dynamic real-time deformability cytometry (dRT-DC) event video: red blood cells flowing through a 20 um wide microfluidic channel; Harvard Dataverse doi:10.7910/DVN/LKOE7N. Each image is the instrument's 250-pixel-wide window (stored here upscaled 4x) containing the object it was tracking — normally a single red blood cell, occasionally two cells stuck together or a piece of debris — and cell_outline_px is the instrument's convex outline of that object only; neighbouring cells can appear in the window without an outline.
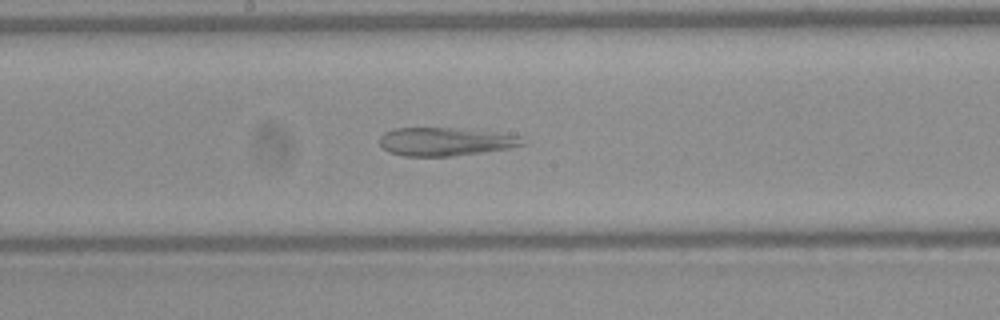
{"species": "Egyptian fruit bat (a non-hibernating species)", "species_latin": "Rousettus aegyptiacus", "temperature_condition": "warm", "stored_images_in_passage": 34, "camera_frame_rate_fps": 3000, "um_per_image_px": 0.085, "frame": {"image": 1, "passage_image": 11, "time_ms": 3.333, "image_size_px": [1000, 320], "cell_outline_px": [[528, 144], [508, 148], [452, 156], [404, 156], [388, 152], [380, 144], [380, 136], [384, 132], [396, 128], [456, 128], [500, 132], [524, 136]], "centroid_in_image_um": [37.92, 12.03], "position_along_channel_um": 210.3, "area_um2": 23.81}}
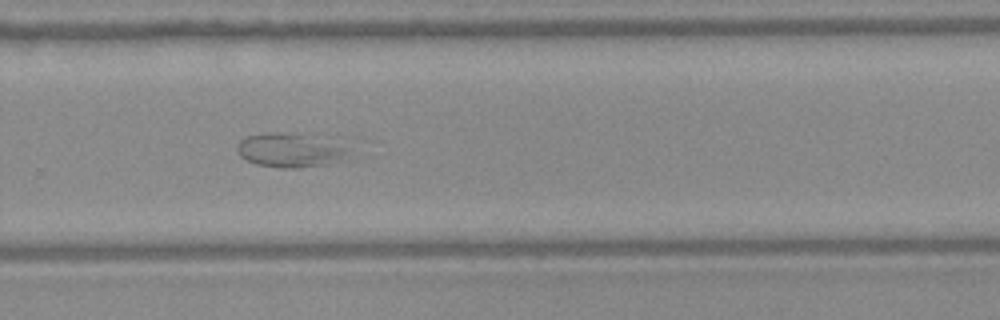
{"frame": {"image": 2, "passage_image": 18, "time_ms": 5.667, "image_size_px": [1000, 320], "cell_outline_px": [[356, 140], [352, 160], [328, 164], [300, 168], [280, 168], [256, 164], [240, 156], [236, 148], [240, 140], [248, 136], [264, 132], [312, 132], [352, 136]], "centroid_in_image_um": [25.19, 12.67], "position_along_channel_um": 304.6, "area_um2": 25.84}}
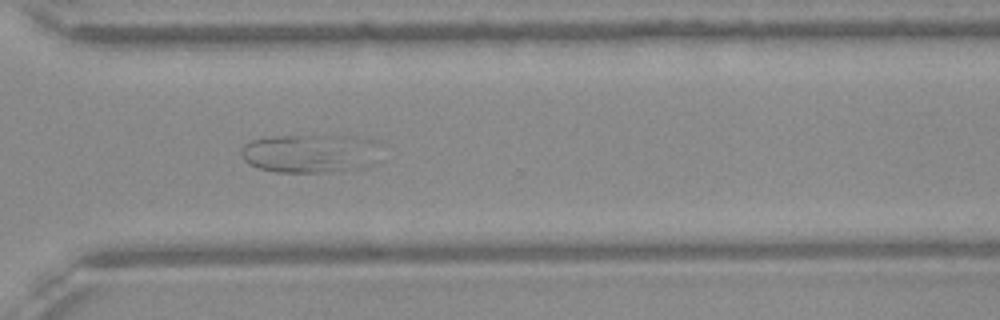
{"frame": {"image": 3, "passage_image": 21, "time_ms": 6.667, "image_size_px": [1000, 320], "cell_outline_px": [[352, 168], [316, 172], [276, 172], [260, 168], [248, 164], [244, 160], [240, 152], [244, 144], [252, 140], [268, 136], [344, 136]], "centroid_in_image_um": [25.3, 13.06], "position_along_channel_um": 345.3, "area_um2": 25.26}}